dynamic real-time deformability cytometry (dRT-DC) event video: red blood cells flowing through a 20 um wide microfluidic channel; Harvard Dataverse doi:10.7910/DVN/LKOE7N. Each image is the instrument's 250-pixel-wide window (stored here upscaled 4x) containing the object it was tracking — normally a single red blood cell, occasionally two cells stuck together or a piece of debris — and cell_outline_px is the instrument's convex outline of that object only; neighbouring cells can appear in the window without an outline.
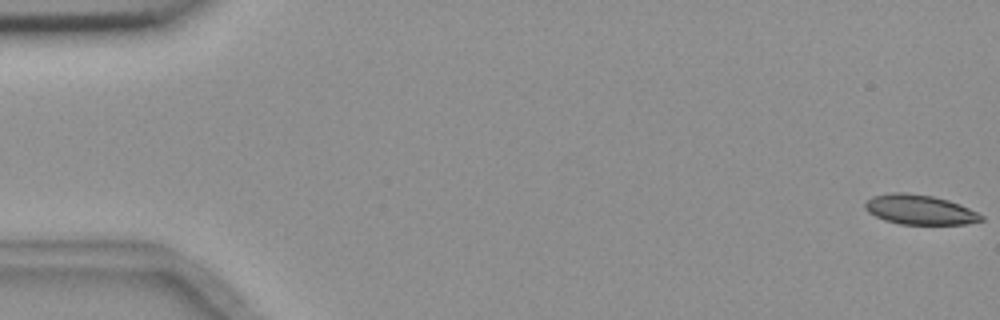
{"species": "common noctule bat (a hibernating species)", "species_latin": "Nyctalus noctula", "temperature_condition": "room temperature", "stored_images_in_passage": 7, "camera_frame_rate_fps": 3000, "um_per_image_px": 0.085, "animal": {"sex": "female", "body_mass_g": 18.4}, "frame": {"image": 1, "passage_image": 1, "time_ms": 0.0, "image_size_px": [1000, 320], "cell_outline_px": [[984, 220], [968, 224], [900, 224], [884, 220], [868, 212], [864, 208], [864, 204], [872, 196], [892, 192], [908, 192], [932, 196], [948, 200], [960, 204], [984, 216]], "centroid_in_image_um": [78.17, 17.82], "position_along_channel_um": 6.8, "area_um2": 20.17}}
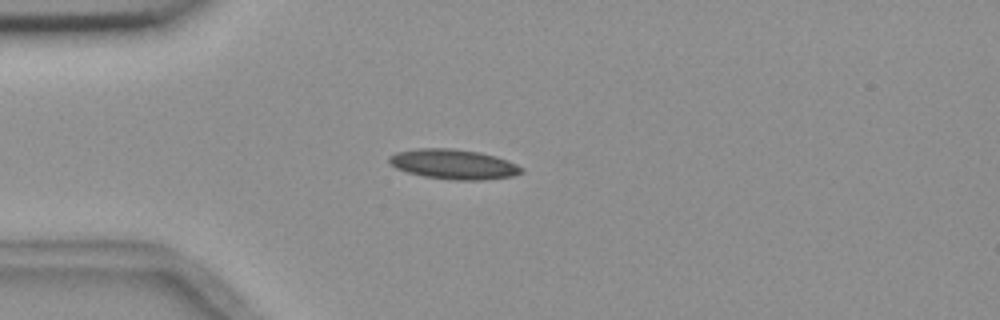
{"frame": {"image": 2, "passage_image": 5, "time_ms": 4.667, "image_size_px": [1000, 320], "cell_outline_px": [[524, 172], [512, 176], [480, 180], [456, 180], [424, 176], [408, 172], [396, 168], [388, 160], [388, 156], [396, 152], [416, 148], [452, 148], [480, 152], [496, 156], [508, 160], [524, 168]], "centroid_in_image_um": [38.57, 13.95], "position_along_channel_um": 46.4, "area_um2": 23.06}}